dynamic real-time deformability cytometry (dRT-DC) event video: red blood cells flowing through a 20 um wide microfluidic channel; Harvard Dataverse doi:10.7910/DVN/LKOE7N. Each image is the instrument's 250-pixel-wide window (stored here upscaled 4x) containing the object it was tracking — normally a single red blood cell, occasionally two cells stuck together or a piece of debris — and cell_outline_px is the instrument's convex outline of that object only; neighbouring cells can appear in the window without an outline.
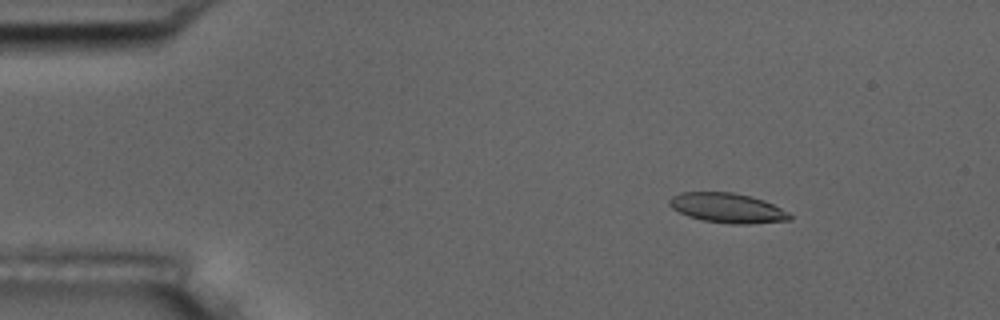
{"species": "common noctule bat (a hibernating species)", "species_latin": "Nyctalus noctula", "temperature_condition": "room temperature", "stored_images_in_passage": 8, "camera_frame_rate_fps": 3000, "um_per_image_px": 0.085, "animal": {"sex": "male", "body_mass_g": 17.5, "forearm_length_mm": 52.3}, "frame": {"image": 1, "passage_image": 3, "time_ms": 2.333, "image_size_px": [1000, 320], "cell_outline_px": [[792, 220], [748, 224], [732, 224], [704, 220], [688, 216], [672, 208], [668, 204], [668, 200], [672, 196], [680, 192], [732, 192], [764, 200], [788, 212], [792, 216]], "centroid_in_image_um": [61.82, 17.68], "position_along_channel_um": 23.2, "area_um2": 20.75}}
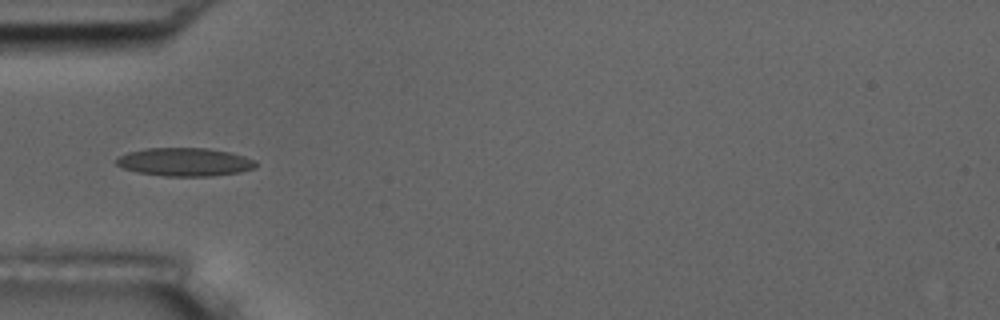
{"frame": {"image": 2, "passage_image": 6, "time_ms": 5.667, "image_size_px": [1000, 320], "cell_outline_px": [[256, 168], [240, 172], [208, 176], [164, 176], [136, 172], [124, 168], [116, 164], [112, 160], [128, 152], [148, 148], [208, 148], [232, 152], [256, 160]], "centroid_in_image_um": [15.71, 13.76], "position_along_channel_um": 69.3, "area_um2": 23.12}}